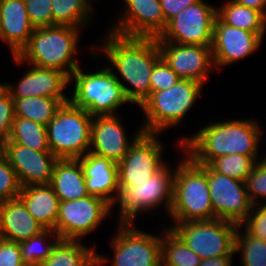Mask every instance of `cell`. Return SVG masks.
Here are the masks:
<instances>
[{
	"label": "cell",
	"instance_id": "cell-13",
	"mask_svg": "<svg viewBox=\"0 0 266 266\" xmlns=\"http://www.w3.org/2000/svg\"><path fill=\"white\" fill-rule=\"evenodd\" d=\"M163 134L143 132L117 164L118 183H142L159 171L168 161L163 159Z\"/></svg>",
	"mask_w": 266,
	"mask_h": 266
},
{
	"label": "cell",
	"instance_id": "cell-27",
	"mask_svg": "<svg viewBox=\"0 0 266 266\" xmlns=\"http://www.w3.org/2000/svg\"><path fill=\"white\" fill-rule=\"evenodd\" d=\"M217 16L227 25L266 35V16L259 10L224 0L217 6Z\"/></svg>",
	"mask_w": 266,
	"mask_h": 266
},
{
	"label": "cell",
	"instance_id": "cell-22",
	"mask_svg": "<svg viewBox=\"0 0 266 266\" xmlns=\"http://www.w3.org/2000/svg\"><path fill=\"white\" fill-rule=\"evenodd\" d=\"M78 160L88 193L104 199L113 206L119 194L117 163L91 152L86 153Z\"/></svg>",
	"mask_w": 266,
	"mask_h": 266
},
{
	"label": "cell",
	"instance_id": "cell-42",
	"mask_svg": "<svg viewBox=\"0 0 266 266\" xmlns=\"http://www.w3.org/2000/svg\"><path fill=\"white\" fill-rule=\"evenodd\" d=\"M199 1L200 0H160L165 21L168 22L183 9Z\"/></svg>",
	"mask_w": 266,
	"mask_h": 266
},
{
	"label": "cell",
	"instance_id": "cell-12",
	"mask_svg": "<svg viewBox=\"0 0 266 266\" xmlns=\"http://www.w3.org/2000/svg\"><path fill=\"white\" fill-rule=\"evenodd\" d=\"M217 6L204 0L172 17L157 42L211 46Z\"/></svg>",
	"mask_w": 266,
	"mask_h": 266
},
{
	"label": "cell",
	"instance_id": "cell-46",
	"mask_svg": "<svg viewBox=\"0 0 266 266\" xmlns=\"http://www.w3.org/2000/svg\"><path fill=\"white\" fill-rule=\"evenodd\" d=\"M266 137V136H265ZM266 140V139H265ZM266 143V142H265ZM265 146H266V144H265ZM264 154H262V159L264 160V161H266V151L265 152H263Z\"/></svg>",
	"mask_w": 266,
	"mask_h": 266
},
{
	"label": "cell",
	"instance_id": "cell-3",
	"mask_svg": "<svg viewBox=\"0 0 266 266\" xmlns=\"http://www.w3.org/2000/svg\"><path fill=\"white\" fill-rule=\"evenodd\" d=\"M174 175L170 223L215 219L207 179V165L195 163L181 147Z\"/></svg>",
	"mask_w": 266,
	"mask_h": 266
},
{
	"label": "cell",
	"instance_id": "cell-36",
	"mask_svg": "<svg viewBox=\"0 0 266 266\" xmlns=\"http://www.w3.org/2000/svg\"><path fill=\"white\" fill-rule=\"evenodd\" d=\"M21 185L7 156L0 151V202L17 198Z\"/></svg>",
	"mask_w": 266,
	"mask_h": 266
},
{
	"label": "cell",
	"instance_id": "cell-28",
	"mask_svg": "<svg viewBox=\"0 0 266 266\" xmlns=\"http://www.w3.org/2000/svg\"><path fill=\"white\" fill-rule=\"evenodd\" d=\"M95 0H52L54 25H67L85 29L96 20ZM94 12V14H93ZM95 18V19H93Z\"/></svg>",
	"mask_w": 266,
	"mask_h": 266
},
{
	"label": "cell",
	"instance_id": "cell-19",
	"mask_svg": "<svg viewBox=\"0 0 266 266\" xmlns=\"http://www.w3.org/2000/svg\"><path fill=\"white\" fill-rule=\"evenodd\" d=\"M161 57L181 78L206 86L215 66L211 46L158 42Z\"/></svg>",
	"mask_w": 266,
	"mask_h": 266
},
{
	"label": "cell",
	"instance_id": "cell-41",
	"mask_svg": "<svg viewBox=\"0 0 266 266\" xmlns=\"http://www.w3.org/2000/svg\"><path fill=\"white\" fill-rule=\"evenodd\" d=\"M0 266H26L19 243L0 238Z\"/></svg>",
	"mask_w": 266,
	"mask_h": 266
},
{
	"label": "cell",
	"instance_id": "cell-16",
	"mask_svg": "<svg viewBox=\"0 0 266 266\" xmlns=\"http://www.w3.org/2000/svg\"><path fill=\"white\" fill-rule=\"evenodd\" d=\"M207 179L215 219L240 225L252 208L245 182L215 172L207 165Z\"/></svg>",
	"mask_w": 266,
	"mask_h": 266
},
{
	"label": "cell",
	"instance_id": "cell-37",
	"mask_svg": "<svg viewBox=\"0 0 266 266\" xmlns=\"http://www.w3.org/2000/svg\"><path fill=\"white\" fill-rule=\"evenodd\" d=\"M25 4L35 29L53 26L52 0H25Z\"/></svg>",
	"mask_w": 266,
	"mask_h": 266
},
{
	"label": "cell",
	"instance_id": "cell-25",
	"mask_svg": "<svg viewBox=\"0 0 266 266\" xmlns=\"http://www.w3.org/2000/svg\"><path fill=\"white\" fill-rule=\"evenodd\" d=\"M50 185L60 201H71L90 195L78 159H58Z\"/></svg>",
	"mask_w": 266,
	"mask_h": 266
},
{
	"label": "cell",
	"instance_id": "cell-11",
	"mask_svg": "<svg viewBox=\"0 0 266 266\" xmlns=\"http://www.w3.org/2000/svg\"><path fill=\"white\" fill-rule=\"evenodd\" d=\"M111 210L108 202L94 195L60 201L55 231L60 239L83 240L101 227L104 220L112 217Z\"/></svg>",
	"mask_w": 266,
	"mask_h": 266
},
{
	"label": "cell",
	"instance_id": "cell-31",
	"mask_svg": "<svg viewBox=\"0 0 266 266\" xmlns=\"http://www.w3.org/2000/svg\"><path fill=\"white\" fill-rule=\"evenodd\" d=\"M13 100L15 117L27 118L44 126H47L63 104L59 99L43 96L13 98Z\"/></svg>",
	"mask_w": 266,
	"mask_h": 266
},
{
	"label": "cell",
	"instance_id": "cell-43",
	"mask_svg": "<svg viewBox=\"0 0 266 266\" xmlns=\"http://www.w3.org/2000/svg\"><path fill=\"white\" fill-rule=\"evenodd\" d=\"M234 257V258H233ZM235 256H220L201 260L198 266H233Z\"/></svg>",
	"mask_w": 266,
	"mask_h": 266
},
{
	"label": "cell",
	"instance_id": "cell-1",
	"mask_svg": "<svg viewBox=\"0 0 266 266\" xmlns=\"http://www.w3.org/2000/svg\"><path fill=\"white\" fill-rule=\"evenodd\" d=\"M101 43L89 45L91 60L106 58V64L123 86L126 97L140 106L150 95V76L161 58L156 38L130 37L106 29ZM102 55V57H101Z\"/></svg>",
	"mask_w": 266,
	"mask_h": 266
},
{
	"label": "cell",
	"instance_id": "cell-38",
	"mask_svg": "<svg viewBox=\"0 0 266 266\" xmlns=\"http://www.w3.org/2000/svg\"><path fill=\"white\" fill-rule=\"evenodd\" d=\"M181 78L169 67L161 57L156 63L150 76V94L175 85Z\"/></svg>",
	"mask_w": 266,
	"mask_h": 266
},
{
	"label": "cell",
	"instance_id": "cell-7",
	"mask_svg": "<svg viewBox=\"0 0 266 266\" xmlns=\"http://www.w3.org/2000/svg\"><path fill=\"white\" fill-rule=\"evenodd\" d=\"M205 85L189 79H180L168 89L153 92L139 106L144 113L143 132L166 134L181 126L182 121L200 99ZM185 117V118H184Z\"/></svg>",
	"mask_w": 266,
	"mask_h": 266
},
{
	"label": "cell",
	"instance_id": "cell-2",
	"mask_svg": "<svg viewBox=\"0 0 266 266\" xmlns=\"http://www.w3.org/2000/svg\"><path fill=\"white\" fill-rule=\"evenodd\" d=\"M195 134L182 135L174 141L197 164L208 165L213 159L230 154H242L255 161L262 159L260 148L264 131L256 120L249 117L208 121ZM260 149V150H259Z\"/></svg>",
	"mask_w": 266,
	"mask_h": 266
},
{
	"label": "cell",
	"instance_id": "cell-35",
	"mask_svg": "<svg viewBox=\"0 0 266 266\" xmlns=\"http://www.w3.org/2000/svg\"><path fill=\"white\" fill-rule=\"evenodd\" d=\"M249 200L253 205L266 204V161H256L252 172L245 179Z\"/></svg>",
	"mask_w": 266,
	"mask_h": 266
},
{
	"label": "cell",
	"instance_id": "cell-17",
	"mask_svg": "<svg viewBox=\"0 0 266 266\" xmlns=\"http://www.w3.org/2000/svg\"><path fill=\"white\" fill-rule=\"evenodd\" d=\"M264 38L265 35L229 26L216 16L211 45L215 73L257 53Z\"/></svg>",
	"mask_w": 266,
	"mask_h": 266
},
{
	"label": "cell",
	"instance_id": "cell-9",
	"mask_svg": "<svg viewBox=\"0 0 266 266\" xmlns=\"http://www.w3.org/2000/svg\"><path fill=\"white\" fill-rule=\"evenodd\" d=\"M93 117L70 102L62 104L47 124L50 151L58 159H79L90 150Z\"/></svg>",
	"mask_w": 266,
	"mask_h": 266
},
{
	"label": "cell",
	"instance_id": "cell-8",
	"mask_svg": "<svg viewBox=\"0 0 266 266\" xmlns=\"http://www.w3.org/2000/svg\"><path fill=\"white\" fill-rule=\"evenodd\" d=\"M109 239L112 257L97 252V266H160L161 231L159 233L138 229L136 223H117Z\"/></svg>",
	"mask_w": 266,
	"mask_h": 266
},
{
	"label": "cell",
	"instance_id": "cell-29",
	"mask_svg": "<svg viewBox=\"0 0 266 266\" xmlns=\"http://www.w3.org/2000/svg\"><path fill=\"white\" fill-rule=\"evenodd\" d=\"M201 257L195 254L165 224L161 228V263L165 266H198Z\"/></svg>",
	"mask_w": 266,
	"mask_h": 266
},
{
	"label": "cell",
	"instance_id": "cell-10",
	"mask_svg": "<svg viewBox=\"0 0 266 266\" xmlns=\"http://www.w3.org/2000/svg\"><path fill=\"white\" fill-rule=\"evenodd\" d=\"M201 259L235 256L238 225L222 219L188 221L165 225Z\"/></svg>",
	"mask_w": 266,
	"mask_h": 266
},
{
	"label": "cell",
	"instance_id": "cell-6",
	"mask_svg": "<svg viewBox=\"0 0 266 266\" xmlns=\"http://www.w3.org/2000/svg\"><path fill=\"white\" fill-rule=\"evenodd\" d=\"M91 71V72H90ZM83 71L80 65L70 76L69 102L92 117L120 114V107L132 105L123 86L107 65Z\"/></svg>",
	"mask_w": 266,
	"mask_h": 266
},
{
	"label": "cell",
	"instance_id": "cell-4",
	"mask_svg": "<svg viewBox=\"0 0 266 266\" xmlns=\"http://www.w3.org/2000/svg\"><path fill=\"white\" fill-rule=\"evenodd\" d=\"M83 29L67 25H54L35 29L28 44L17 57L23 64L41 68H55L69 77L81 65L75 57L80 49Z\"/></svg>",
	"mask_w": 266,
	"mask_h": 266
},
{
	"label": "cell",
	"instance_id": "cell-32",
	"mask_svg": "<svg viewBox=\"0 0 266 266\" xmlns=\"http://www.w3.org/2000/svg\"><path fill=\"white\" fill-rule=\"evenodd\" d=\"M59 235L53 229H45L39 235L19 243L23 263L26 266H40L49 257Z\"/></svg>",
	"mask_w": 266,
	"mask_h": 266
},
{
	"label": "cell",
	"instance_id": "cell-40",
	"mask_svg": "<svg viewBox=\"0 0 266 266\" xmlns=\"http://www.w3.org/2000/svg\"><path fill=\"white\" fill-rule=\"evenodd\" d=\"M14 119V100L5 90L0 95V147L8 141Z\"/></svg>",
	"mask_w": 266,
	"mask_h": 266
},
{
	"label": "cell",
	"instance_id": "cell-23",
	"mask_svg": "<svg viewBox=\"0 0 266 266\" xmlns=\"http://www.w3.org/2000/svg\"><path fill=\"white\" fill-rule=\"evenodd\" d=\"M44 230L19 197L0 202L1 239L21 243Z\"/></svg>",
	"mask_w": 266,
	"mask_h": 266
},
{
	"label": "cell",
	"instance_id": "cell-33",
	"mask_svg": "<svg viewBox=\"0 0 266 266\" xmlns=\"http://www.w3.org/2000/svg\"><path fill=\"white\" fill-rule=\"evenodd\" d=\"M234 253L239 255L241 266H266V241L250 236L240 225Z\"/></svg>",
	"mask_w": 266,
	"mask_h": 266
},
{
	"label": "cell",
	"instance_id": "cell-18",
	"mask_svg": "<svg viewBox=\"0 0 266 266\" xmlns=\"http://www.w3.org/2000/svg\"><path fill=\"white\" fill-rule=\"evenodd\" d=\"M118 115L94 116L91 122L90 150L92 154L119 163L128 153L130 146L143 133L139 125L133 137L126 132L123 119Z\"/></svg>",
	"mask_w": 266,
	"mask_h": 266
},
{
	"label": "cell",
	"instance_id": "cell-15",
	"mask_svg": "<svg viewBox=\"0 0 266 266\" xmlns=\"http://www.w3.org/2000/svg\"><path fill=\"white\" fill-rule=\"evenodd\" d=\"M115 21L109 25L111 32L130 37L158 38L167 22L160 0H122Z\"/></svg>",
	"mask_w": 266,
	"mask_h": 266
},
{
	"label": "cell",
	"instance_id": "cell-30",
	"mask_svg": "<svg viewBox=\"0 0 266 266\" xmlns=\"http://www.w3.org/2000/svg\"><path fill=\"white\" fill-rule=\"evenodd\" d=\"M6 143L20 144L37 151H50L46 126L23 117H15Z\"/></svg>",
	"mask_w": 266,
	"mask_h": 266
},
{
	"label": "cell",
	"instance_id": "cell-45",
	"mask_svg": "<svg viewBox=\"0 0 266 266\" xmlns=\"http://www.w3.org/2000/svg\"><path fill=\"white\" fill-rule=\"evenodd\" d=\"M6 90V83L0 81V95Z\"/></svg>",
	"mask_w": 266,
	"mask_h": 266
},
{
	"label": "cell",
	"instance_id": "cell-5",
	"mask_svg": "<svg viewBox=\"0 0 266 266\" xmlns=\"http://www.w3.org/2000/svg\"><path fill=\"white\" fill-rule=\"evenodd\" d=\"M174 164L175 166L167 162L142 183H118L119 194L112 206L113 210L115 206L118 209L116 223H135V219L141 214L147 215L153 211L155 214L162 208L168 217L173 203L176 163Z\"/></svg>",
	"mask_w": 266,
	"mask_h": 266
},
{
	"label": "cell",
	"instance_id": "cell-20",
	"mask_svg": "<svg viewBox=\"0 0 266 266\" xmlns=\"http://www.w3.org/2000/svg\"><path fill=\"white\" fill-rule=\"evenodd\" d=\"M1 151L16 172L21 187L50 184L58 160L51 151H37L16 143H5Z\"/></svg>",
	"mask_w": 266,
	"mask_h": 266
},
{
	"label": "cell",
	"instance_id": "cell-26",
	"mask_svg": "<svg viewBox=\"0 0 266 266\" xmlns=\"http://www.w3.org/2000/svg\"><path fill=\"white\" fill-rule=\"evenodd\" d=\"M96 248L82 240L59 239L40 266H97Z\"/></svg>",
	"mask_w": 266,
	"mask_h": 266
},
{
	"label": "cell",
	"instance_id": "cell-34",
	"mask_svg": "<svg viewBox=\"0 0 266 266\" xmlns=\"http://www.w3.org/2000/svg\"><path fill=\"white\" fill-rule=\"evenodd\" d=\"M256 161L242 154H230L213 159L208 165L220 174L240 181H245L252 172Z\"/></svg>",
	"mask_w": 266,
	"mask_h": 266
},
{
	"label": "cell",
	"instance_id": "cell-14",
	"mask_svg": "<svg viewBox=\"0 0 266 266\" xmlns=\"http://www.w3.org/2000/svg\"><path fill=\"white\" fill-rule=\"evenodd\" d=\"M16 66H26V72L15 81L6 82V90L12 98L49 97L59 99L63 104L69 102L70 77L55 68H41L31 64H23L17 56H11Z\"/></svg>",
	"mask_w": 266,
	"mask_h": 266
},
{
	"label": "cell",
	"instance_id": "cell-21",
	"mask_svg": "<svg viewBox=\"0 0 266 266\" xmlns=\"http://www.w3.org/2000/svg\"><path fill=\"white\" fill-rule=\"evenodd\" d=\"M34 30L25 0H0V42L8 46L10 56L20 53Z\"/></svg>",
	"mask_w": 266,
	"mask_h": 266
},
{
	"label": "cell",
	"instance_id": "cell-44",
	"mask_svg": "<svg viewBox=\"0 0 266 266\" xmlns=\"http://www.w3.org/2000/svg\"><path fill=\"white\" fill-rule=\"evenodd\" d=\"M239 5L261 11L266 16V0H231Z\"/></svg>",
	"mask_w": 266,
	"mask_h": 266
},
{
	"label": "cell",
	"instance_id": "cell-39",
	"mask_svg": "<svg viewBox=\"0 0 266 266\" xmlns=\"http://www.w3.org/2000/svg\"><path fill=\"white\" fill-rule=\"evenodd\" d=\"M240 226L252 237L266 241V204L252 205Z\"/></svg>",
	"mask_w": 266,
	"mask_h": 266
},
{
	"label": "cell",
	"instance_id": "cell-24",
	"mask_svg": "<svg viewBox=\"0 0 266 266\" xmlns=\"http://www.w3.org/2000/svg\"><path fill=\"white\" fill-rule=\"evenodd\" d=\"M28 212L45 228L55 231L59 213V197L50 184L21 187L18 196Z\"/></svg>",
	"mask_w": 266,
	"mask_h": 266
}]
</instances>
